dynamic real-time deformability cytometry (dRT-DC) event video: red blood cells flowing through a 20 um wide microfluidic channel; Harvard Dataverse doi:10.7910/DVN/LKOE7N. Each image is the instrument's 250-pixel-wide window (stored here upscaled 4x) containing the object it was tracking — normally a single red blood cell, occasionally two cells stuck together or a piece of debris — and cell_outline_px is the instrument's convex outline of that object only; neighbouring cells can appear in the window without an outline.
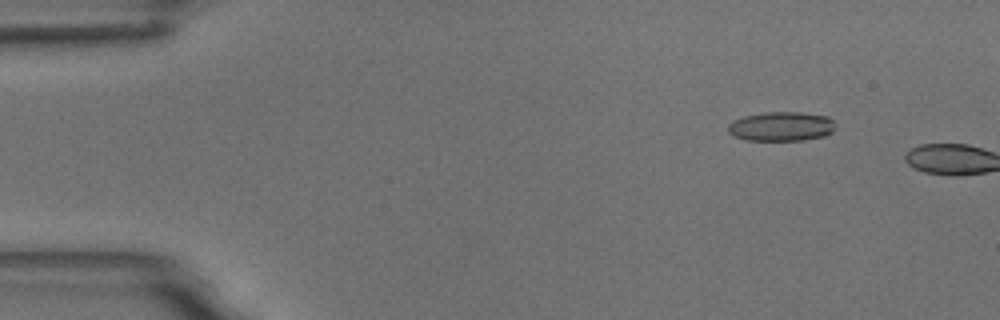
{"species": "common noctule bat (a hibernating species)", "species_latin": "Nyctalus noctula", "temperature_condition": "room temperature", "stored_images_in_passage": 3, "camera_frame_rate_fps": 3000, "um_per_image_px": 0.085, "animal": {"sex": "male", "body_mass_g": 18.8}, "frame": {"image": 1, "passage_image": 2, "time_ms": 1.333, "image_size_px": [1000, 320], "cell_outline_px": [[836, 128], [832, 132], [824, 136], [804, 140], [744, 140], [732, 136], [728, 132], [728, 124], [732, 120], [744, 116], [764, 112], [800, 112], [828, 116], [836, 124]], "centroid_in_image_um": [66.4, 10.74], "position_along_channel_um": 18.6, "area_um2": 18.61}}